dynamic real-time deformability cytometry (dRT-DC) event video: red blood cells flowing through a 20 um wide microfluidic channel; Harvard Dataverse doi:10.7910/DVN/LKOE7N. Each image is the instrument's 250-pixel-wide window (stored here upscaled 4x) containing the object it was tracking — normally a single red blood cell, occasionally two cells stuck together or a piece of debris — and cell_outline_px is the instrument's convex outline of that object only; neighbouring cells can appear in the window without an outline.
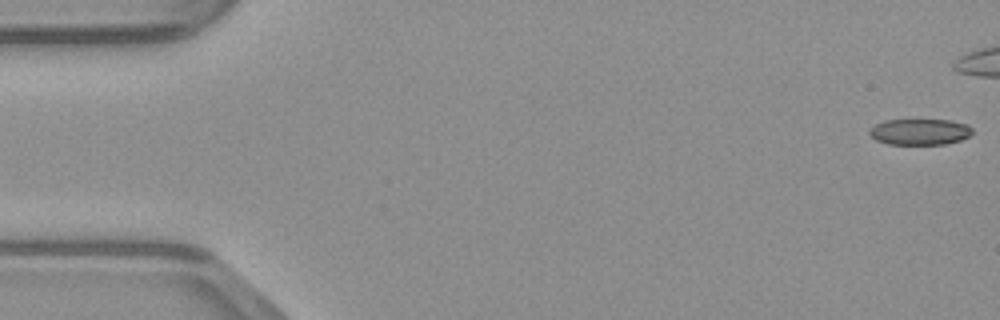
{"species": "common noctule bat (a hibernating species)", "species_latin": "Nyctalus noctula", "temperature_condition": "warm", "stored_images_in_passage": 38, "camera_frame_rate_fps": 3000, "um_per_image_px": 0.085, "animal": {"sex": "male", "body_mass_g": 23.1, "forearm_length_mm": 52.7}, "frame": {"image": 1, "passage_image": 1, "time_ms": 0.0, "image_size_px": [1000, 320], "cell_outline_px": [[972, 132], [968, 136], [960, 140], [944, 144], [888, 144], [876, 140], [868, 132], [876, 124], [884, 120], [948, 120], [968, 124], [972, 128]], "centroid_in_image_um": [78.19, 11.2], "position_along_channel_um": 6.8, "area_um2": 15.49}}
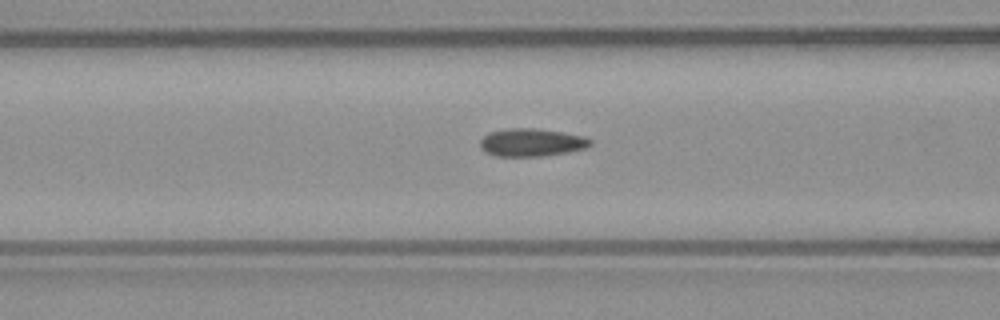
{"frame": {"image": 2, "passage_image": 19, "time_ms": 6.0, "image_size_px": [1000, 320], "cell_outline_px": [[592, 144], [584, 148], [568, 152], [544, 156], [496, 156], [484, 152], [480, 148], [480, 140], [488, 132], [508, 128], [536, 128], [584, 136], [592, 140]], "centroid_in_image_um": [45.15, 12.11], "position_along_channel_um": 121.5, "area_um2": 17.98}}
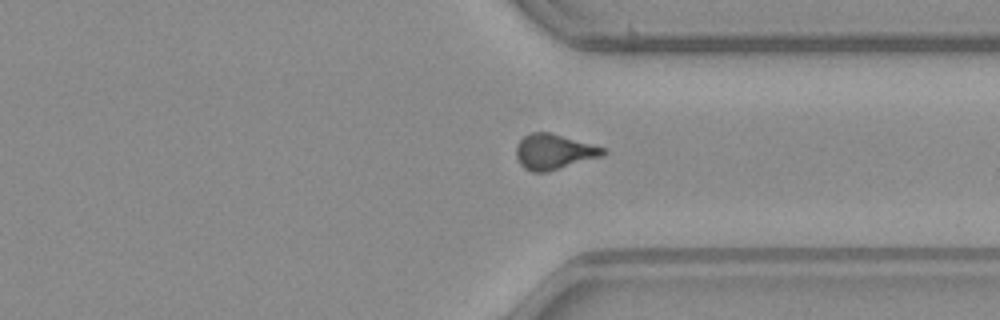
{"frame": {"image": 3, "passage_image": 36, "time_ms": 11.667, "image_size_px": [1000, 320], "cell_outline_px": [[608, 152], [604, 156], [548, 172], [532, 172], [524, 168], [520, 164], [516, 156], [516, 148], [520, 140], [524, 136], [532, 132], [552, 132], [608, 148]], "centroid_in_image_um": [47.15, 12.89], "position_along_channel_um": 364.3, "area_um2": 18.32}}